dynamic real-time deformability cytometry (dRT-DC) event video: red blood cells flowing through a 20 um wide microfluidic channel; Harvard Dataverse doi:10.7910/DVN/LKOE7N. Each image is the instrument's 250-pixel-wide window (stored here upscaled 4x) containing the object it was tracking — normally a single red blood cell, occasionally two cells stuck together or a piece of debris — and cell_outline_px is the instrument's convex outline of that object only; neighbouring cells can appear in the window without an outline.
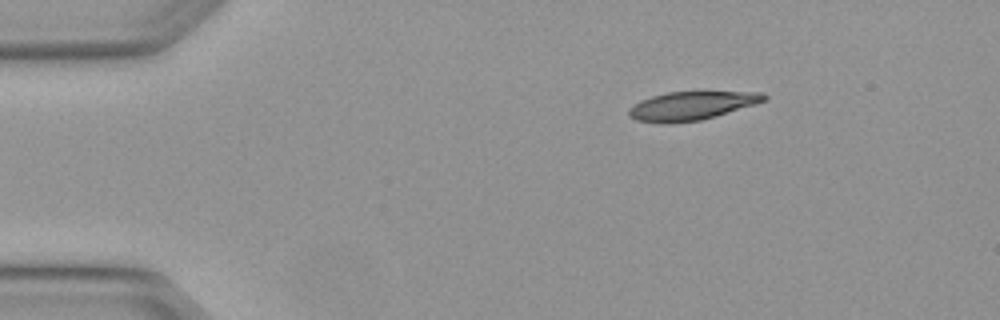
{"species": "Egyptian fruit bat (a non-hibernating species)", "species_latin": "Rousettus aegyptiacus", "temperature_condition": "warm", "stored_images_in_passage": 2, "camera_frame_rate_fps": 3000, "um_per_image_px": 0.085, "animal": {"sex": "female"}, "frame": {"image": 1, "passage_image": 1, "time_ms": 0.0, "image_size_px": [1000, 320], "cell_outline_px": [[768, 96], [764, 100], [716, 116], [700, 120], [672, 124], [664, 124], [636, 120], [628, 116], [628, 108], [640, 100], [652, 96], [668, 92], [764, 92]], "centroid_in_image_um": [58.7, 9.0], "position_along_channel_um": 26.3, "area_um2": 22.37}}